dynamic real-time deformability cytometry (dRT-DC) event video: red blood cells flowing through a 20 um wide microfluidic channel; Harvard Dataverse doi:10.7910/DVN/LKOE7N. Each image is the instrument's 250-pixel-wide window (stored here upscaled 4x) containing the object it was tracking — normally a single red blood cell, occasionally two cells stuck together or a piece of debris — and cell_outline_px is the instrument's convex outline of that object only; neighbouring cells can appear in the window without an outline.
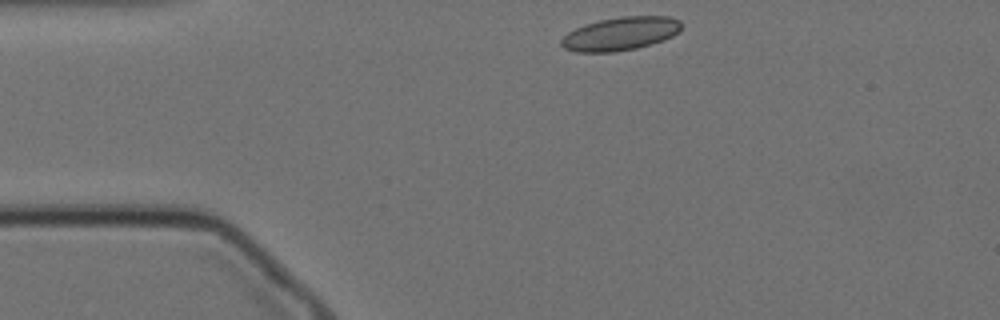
{"species": "Egyptian fruit bat (a non-hibernating species)", "species_latin": "Rousettus aegyptiacus", "temperature_condition": "cold", "stored_images_in_passage": 48, "camera_frame_rate_fps": 3000, "um_per_image_px": 0.085, "animal": {"sex": "female"}, "frame": {"image": 1, "passage_image": 1, "time_ms": 0.0, "image_size_px": [1000, 320], "cell_outline_px": [[680, 32], [664, 40], [636, 48], [612, 52], [576, 52], [564, 48], [560, 44], [560, 40], [568, 32], [584, 24], [600, 20], [624, 16], [668, 16], [680, 20]], "centroid_in_image_um": [52.73, 2.86], "position_along_channel_um": 32.3, "area_um2": 23.29}}
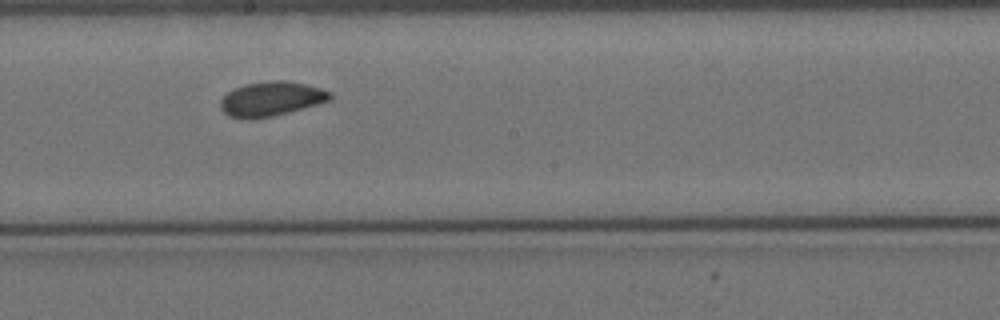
{"frame": {"image": 2, "passage_image": 21, "time_ms": 6.667, "image_size_px": [1000, 320], "cell_outline_px": [[332, 100], [288, 112], [272, 116], [252, 120], [244, 120], [228, 116], [220, 108], [220, 100], [228, 92], [244, 84], [276, 80], [284, 80], [304, 84], [320, 88], [332, 92]], "centroid_in_image_um": [23.04, 8.42], "position_along_channel_um": 225.2, "area_um2": 22.08}}
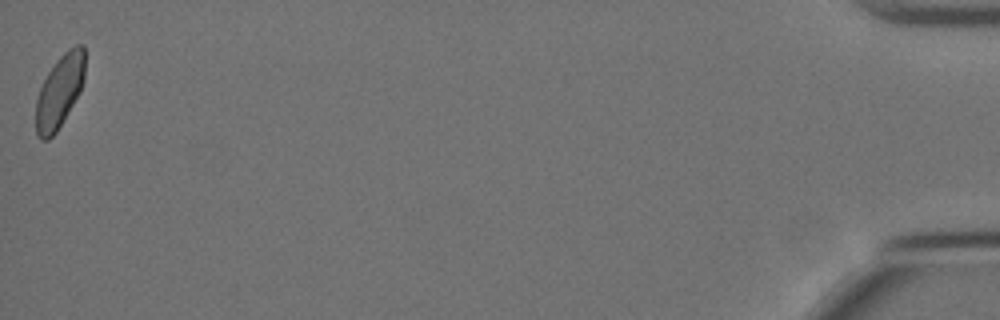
{"frame": {"image": 3, "passage_image": 48, "time_ms": 15.667, "image_size_px": [1000, 320], "cell_outline_px": [[84, 80], [80, 92], [56, 132], [48, 140], [40, 140], [36, 136], [36, 100], [40, 88], [48, 72], [56, 60], [68, 48], [76, 44], [84, 44]], "centroid_in_image_um": [5.06, 7.76], "position_along_channel_um": 430.1, "area_um2": 20.81}, "authors_computed_cell_mechanics": {"area_um2": 21.5305, "velocity_mm_per_s": 3.4371, "shape_relaxation_time_tau1_ms": 4.2574, "shape_relaxation_time_tau2_ms": 1.6754, "deformation_change_tau1": 0.0967, "deformation_change_tau2": 0.0572}}